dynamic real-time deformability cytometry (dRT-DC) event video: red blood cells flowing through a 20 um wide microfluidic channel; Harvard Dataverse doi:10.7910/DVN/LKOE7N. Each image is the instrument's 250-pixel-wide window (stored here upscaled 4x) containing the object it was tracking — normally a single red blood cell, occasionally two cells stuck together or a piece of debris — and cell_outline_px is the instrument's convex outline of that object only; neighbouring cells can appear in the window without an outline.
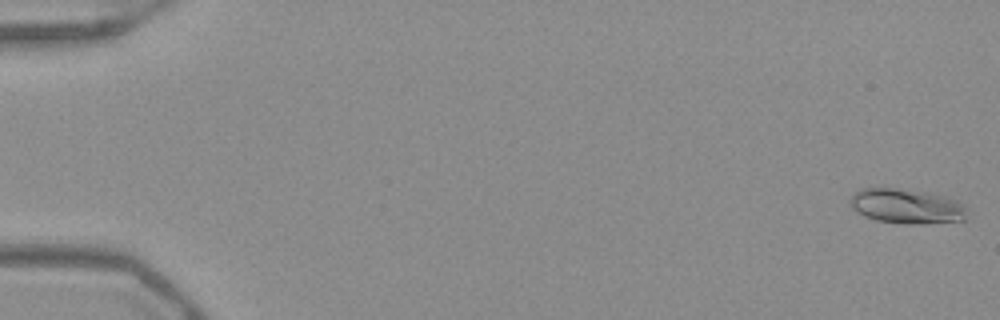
{"species": "Egyptian fruit bat (a non-hibernating species)", "species_latin": "Rousettus aegyptiacus", "temperature_condition": "warm", "stored_images_in_passage": 17, "camera_frame_rate_fps": 3000, "um_per_image_px": 0.085, "frame": {"image": 1, "passage_image": 1, "time_ms": 0.0, "image_size_px": [1000, 320], "cell_outline_px": [[964, 220], [912, 224], [904, 224], [876, 220], [864, 216], [856, 212], [848, 204], [848, 200], [860, 188], [896, 188], [924, 192], [948, 196], [956, 200], [964, 208]], "centroid_in_image_um": [76.97, 17.52], "position_along_channel_um": 8.0, "area_um2": 23.52}}